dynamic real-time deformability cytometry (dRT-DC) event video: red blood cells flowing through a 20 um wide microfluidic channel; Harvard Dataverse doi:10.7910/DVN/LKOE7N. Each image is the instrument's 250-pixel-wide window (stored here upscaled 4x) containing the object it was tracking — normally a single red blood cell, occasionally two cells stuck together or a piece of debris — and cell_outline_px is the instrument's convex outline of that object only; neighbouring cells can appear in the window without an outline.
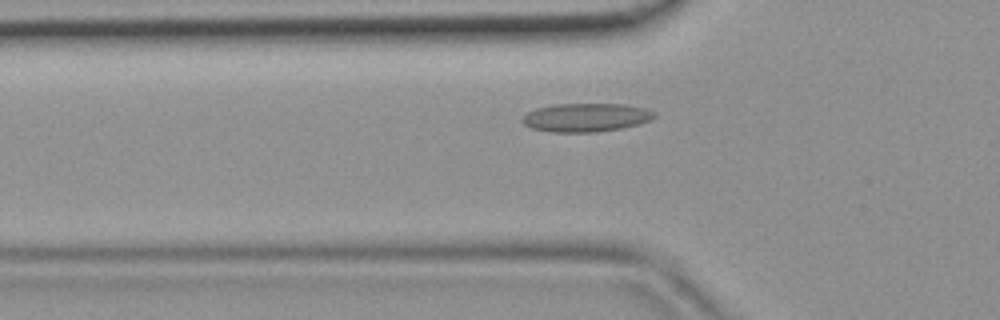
{"species": "common noctule bat (a hibernating species)", "species_latin": "Nyctalus noctula", "temperature_condition": "room temperature", "stored_images_in_passage": 43, "segment_of_instrument_passage": [1, 2], "camera_frame_rate_fps": 3000, "um_per_image_px": 0.085, "animal": {"sex": "female", "body_mass_g": 19.9}, "frame": {"image": 1, "passage_image": 10, "time_ms": 3.0, "image_size_px": [1000, 320], "cell_outline_px": [[656, 116], [652, 120], [620, 128], [596, 132], [552, 132], [532, 128], [524, 124], [520, 120], [528, 112], [536, 108], [556, 104], [624, 104], [644, 108], [656, 112]], "centroid_in_image_um": [49.81, 9.98], "position_along_channel_um": 76.0, "area_um2": 21.85}}
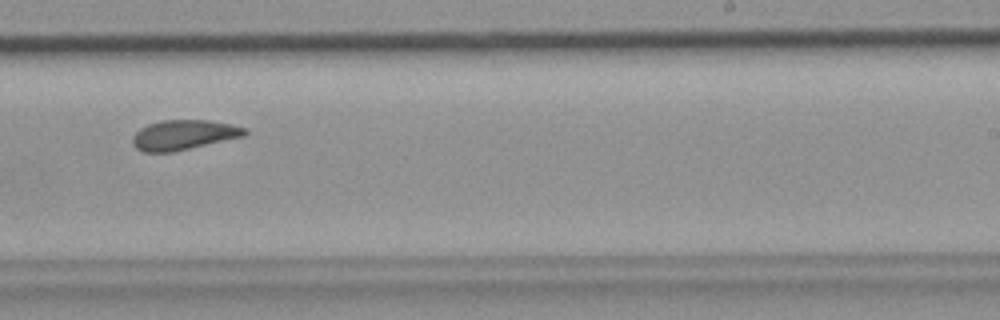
{"frame": {"image": 2, "passage_image": 24, "time_ms": 7.667, "image_size_px": [1000, 320], "cell_outline_px": [[248, 132], [244, 136], [172, 152], [144, 152], [136, 148], [132, 144], [132, 136], [140, 128], [148, 124], [160, 120], [208, 120], [232, 124], [248, 128]], "centroid_in_image_um": [15.61, 11.46], "position_along_channel_um": 273.4, "area_um2": 19.59}}
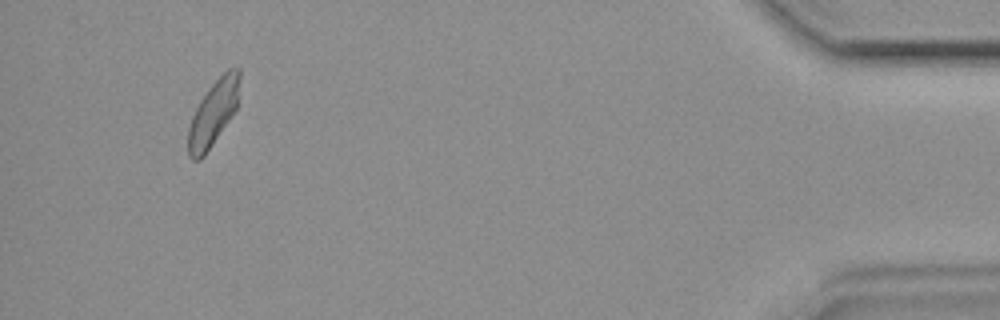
{"frame": {"image": 3, "passage_image": 39, "time_ms": 12.667, "image_size_px": [1000, 320], "cell_outline_px": [[240, 80], [236, 108], [204, 156], [200, 160], [192, 160], [188, 156], [188, 128], [192, 116], [200, 100], [208, 88], [228, 68], [240, 68]], "centroid_in_image_um": [18.11, 9.61], "position_along_channel_um": 417.1, "area_um2": 19.25}}